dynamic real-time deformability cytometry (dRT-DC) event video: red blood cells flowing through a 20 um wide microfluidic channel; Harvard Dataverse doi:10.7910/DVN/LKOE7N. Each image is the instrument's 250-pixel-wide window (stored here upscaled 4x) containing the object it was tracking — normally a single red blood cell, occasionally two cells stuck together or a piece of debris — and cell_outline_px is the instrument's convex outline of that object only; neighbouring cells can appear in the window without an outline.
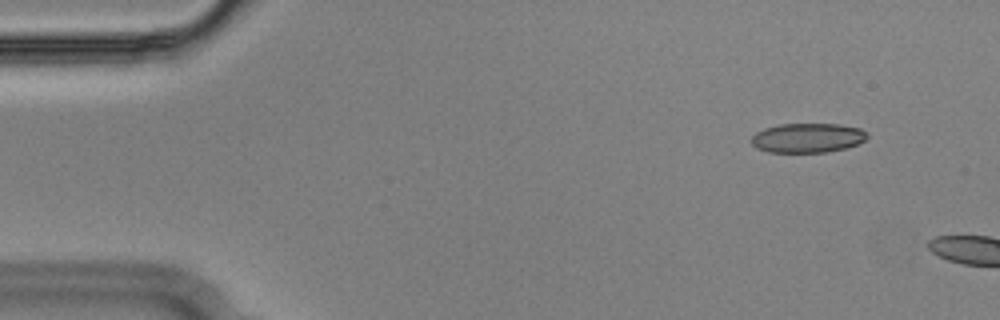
{"species": "Egyptian fruit bat (a non-hibernating species)", "species_latin": "Rousettus aegyptiacus", "temperature_condition": "cold", "stored_images_in_passage": 8, "camera_frame_rate_fps": 3000, "um_per_image_px": 0.085, "animal": {"sex": "male"}, "frame": {"image": 1, "passage_image": 5, "time_ms": 1.333, "image_size_px": [1000, 320], "cell_outline_px": [[868, 136], [864, 140], [856, 144], [844, 148], [828, 152], [768, 152], [756, 148], [752, 144], [752, 136], [756, 132], [764, 128], [780, 124], [836, 124], [860, 128]], "centroid_in_image_um": [68.6, 11.72], "position_along_channel_um": 16.4, "area_um2": 19.71}}